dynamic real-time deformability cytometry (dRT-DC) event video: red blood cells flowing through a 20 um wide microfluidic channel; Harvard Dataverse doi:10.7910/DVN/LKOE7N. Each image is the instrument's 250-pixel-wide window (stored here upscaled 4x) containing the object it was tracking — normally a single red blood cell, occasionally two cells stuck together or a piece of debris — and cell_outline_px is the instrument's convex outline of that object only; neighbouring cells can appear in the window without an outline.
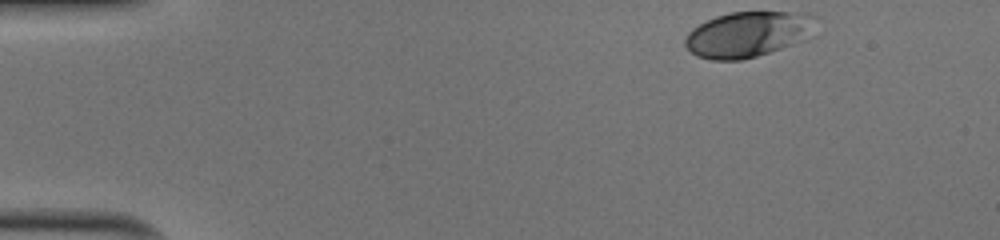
{"species": "human", "species_latin": "Homo sapiens", "temperature_condition": "cold", "stored_images_in_passage": 37, "camera_frame_rate_fps": 3000, "um_per_image_px": 0.085, "donor": {"sex": "male"}, "frame": {"image": 1, "passage_image": 1, "time_ms": 0.0, "image_size_px": [1000, 240], "cell_outline_px": [[816, 16], [808, 36], [804, 40], [756, 56], [740, 60], [712, 60], [696, 56], [684, 44], [684, 40], [688, 32], [692, 28], [716, 16], [732, 12], [812, 12]], "centroid_in_image_um": [63.56, 2.9], "position_along_channel_um": 21.4, "area_um2": 34.45}}
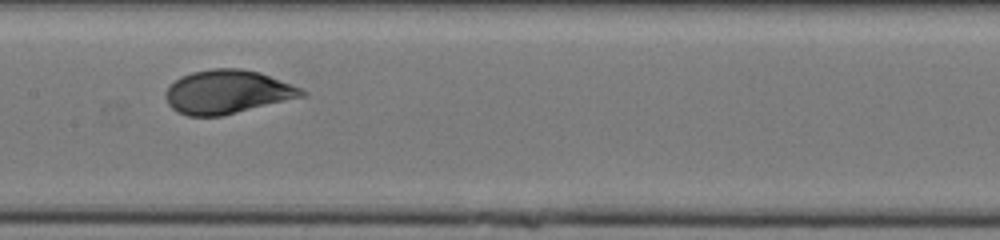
{"frame": {"image": 2, "passage_image": 21, "time_ms": 6.667, "image_size_px": [1000, 240], "cell_outline_px": [[308, 96], [220, 116], [188, 116], [176, 112], [168, 104], [164, 96], [164, 92], [180, 76], [192, 72], [212, 68], [240, 68], [260, 72], [300, 88], [308, 92]], "centroid_in_image_um": [19.33, 7.81], "position_along_channel_um": 188.1, "area_um2": 34.8}}
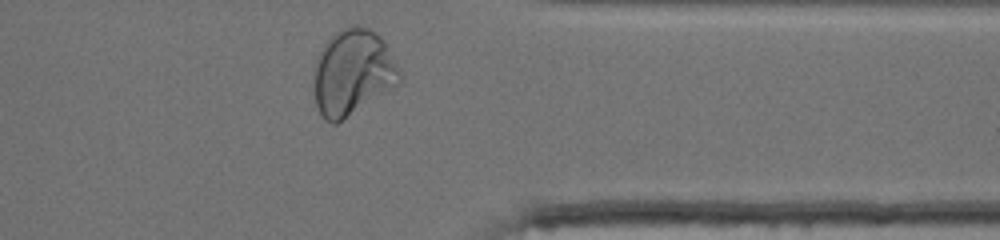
{"frame": {"image": 3, "passage_image": 36, "time_ms": 11.667, "image_size_px": [1000, 240], "cell_outline_px": [[400, 84], [336, 124], [332, 124], [324, 120], [316, 104], [316, 60], [324, 44], [340, 28], [348, 24], [356, 24], [372, 28], [384, 40], [400, 72]], "centroid_in_image_um": [30.01, 6.13], "position_along_channel_um": 381.4, "area_um2": 42.71}, "authors_computed_cell_mechanics": {"area_um2": 34.3332, "velocity_mm_per_s": 3.999, "shape_relaxation_time_tau1_ms": 2.7336, "shape_relaxation_time_tau2_ms": null, "deformation_change_tau1": 0.1445, "deformation_change_tau2": null}}